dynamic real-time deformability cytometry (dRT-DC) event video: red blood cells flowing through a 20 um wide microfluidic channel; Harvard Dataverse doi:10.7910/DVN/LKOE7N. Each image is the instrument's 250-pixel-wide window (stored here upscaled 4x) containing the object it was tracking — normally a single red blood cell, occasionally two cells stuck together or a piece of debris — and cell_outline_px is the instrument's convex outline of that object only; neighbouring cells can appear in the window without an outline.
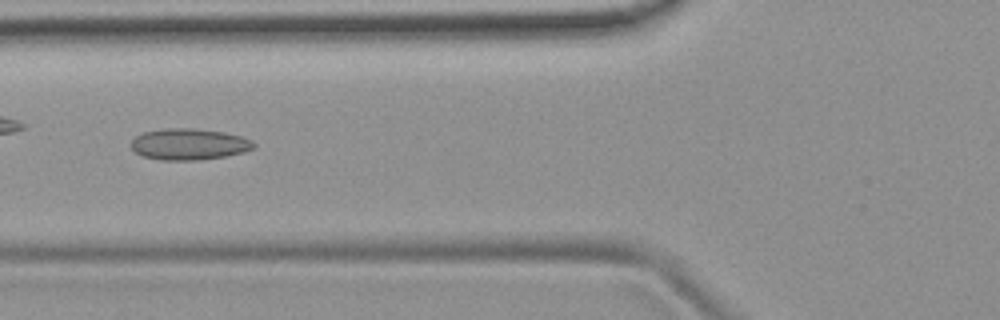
{"species": "common noctule bat (a hibernating species)", "species_latin": "Nyctalus noctula", "temperature_condition": "room temperature", "stored_images_in_passage": 7, "camera_frame_rate_fps": 3000, "um_per_image_px": 0.085, "animal": {"sex": "female", "body_mass_g": 19.9}, "frame": {"image": 1, "passage_image": 4, "time_ms": 3.333, "image_size_px": [1000, 320], "cell_outline_px": [[256, 148], [244, 152], [224, 156], [196, 160], [160, 160], [140, 156], [132, 148], [132, 140], [136, 136], [144, 132], [164, 128], [192, 128], [224, 132], [240, 136], [252, 140], [256, 144]], "centroid_in_image_um": [16.08, 12.26], "position_along_channel_um": 109.7, "area_um2": 22.43}}
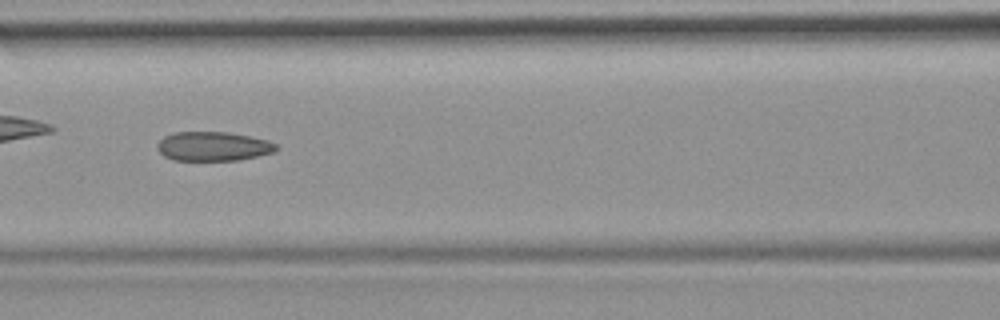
{"frame": {"image": 2, "passage_image": 5, "time_ms": 4.333, "image_size_px": [1000, 320], "cell_outline_px": [[280, 148], [276, 152], [236, 160], [176, 160], [164, 156], [160, 152], [156, 144], [164, 136], [172, 132], [228, 132], [268, 140], [276, 144]], "centroid_in_image_um": [18.13, 12.43], "position_along_channel_um": 148.5, "area_um2": 20.23}}
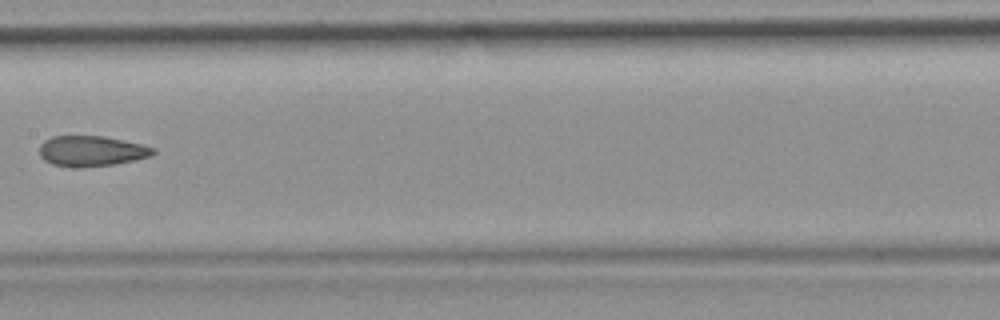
{"frame": {"image": 3, "passage_image": 6, "time_ms": 5.667, "image_size_px": [1000, 320], "cell_outline_px": [[156, 152], [152, 156], [116, 164], [80, 168], [72, 168], [52, 164], [44, 160], [40, 156], [40, 144], [44, 140], [52, 136], [104, 136], [140, 144], [156, 148]], "centroid_in_image_um": [7.76, 12.85], "position_along_channel_um": 199.6, "area_um2": 20.4}}